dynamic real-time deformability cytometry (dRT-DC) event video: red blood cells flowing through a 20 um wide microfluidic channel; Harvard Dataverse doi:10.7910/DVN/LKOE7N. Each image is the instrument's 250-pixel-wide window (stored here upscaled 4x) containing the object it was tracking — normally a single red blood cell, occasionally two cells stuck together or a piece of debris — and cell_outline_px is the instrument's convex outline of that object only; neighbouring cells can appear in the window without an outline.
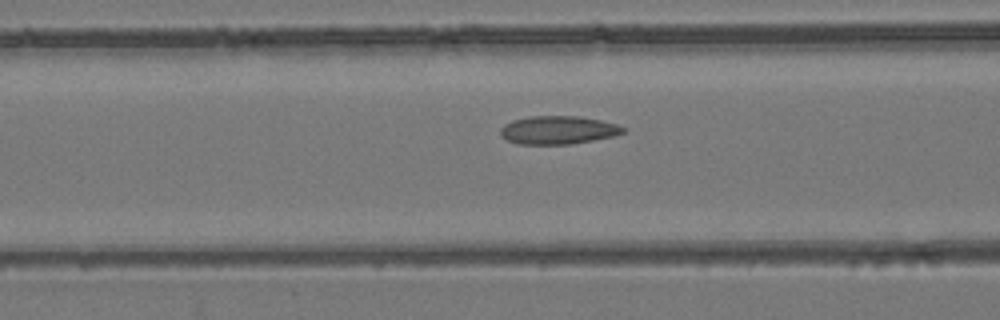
{"species": "common noctule bat (a hibernating species)", "species_latin": "Nyctalus noctula", "temperature_condition": "room temperature", "stored_images_in_passage": 33, "camera_frame_rate_fps": 3000, "um_per_image_px": 0.085, "animal": {"sex": "female", "body_mass_g": 24.6, "forearm_length_mm": 56.2}, "frame": {"image": 1, "passage_image": 11, "time_ms": 3.333, "image_size_px": [1000, 320], "cell_outline_px": [[628, 128], [624, 132], [612, 136], [572, 144], [516, 144], [500, 136], [500, 128], [504, 124], [512, 120], [528, 116], [580, 116], [600, 120], [616, 124]], "centroid_in_image_um": [47.41, 11.05], "position_along_channel_um": 119.2, "area_um2": 20.29}}
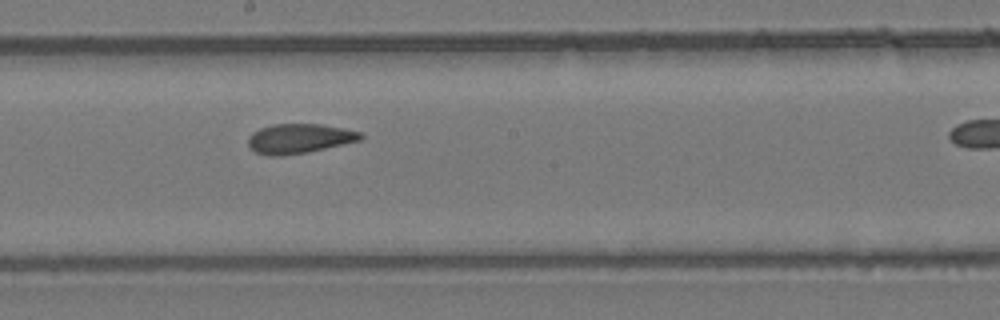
{"frame": {"image": 2, "passage_image": 19, "time_ms": 6.0, "image_size_px": [1000, 320], "cell_outline_px": [[364, 136], [360, 140], [308, 152], [280, 156], [268, 156], [256, 152], [248, 148], [248, 136], [252, 132], [260, 128], [272, 124], [320, 124], [344, 128], [360, 132]], "centroid_in_image_um": [25.39, 11.78], "position_along_channel_um": 222.8, "area_um2": 19.48}}
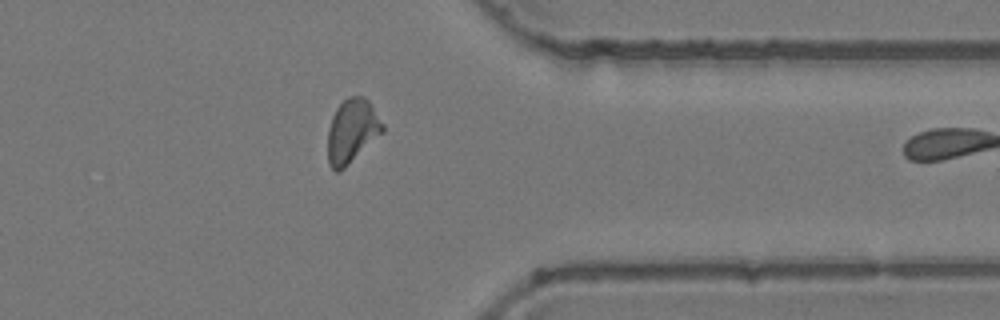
{"frame": {"image": 3, "passage_image": 32, "time_ms": 10.333, "image_size_px": [1000, 320], "cell_outline_px": [[384, 132], [340, 172], [336, 172], [328, 164], [328, 128], [332, 116], [336, 108], [348, 96], [364, 96], [368, 100], [384, 124]], "centroid_in_image_um": [29.92, 11.14], "position_along_channel_um": 381.5, "area_um2": 20.52}}